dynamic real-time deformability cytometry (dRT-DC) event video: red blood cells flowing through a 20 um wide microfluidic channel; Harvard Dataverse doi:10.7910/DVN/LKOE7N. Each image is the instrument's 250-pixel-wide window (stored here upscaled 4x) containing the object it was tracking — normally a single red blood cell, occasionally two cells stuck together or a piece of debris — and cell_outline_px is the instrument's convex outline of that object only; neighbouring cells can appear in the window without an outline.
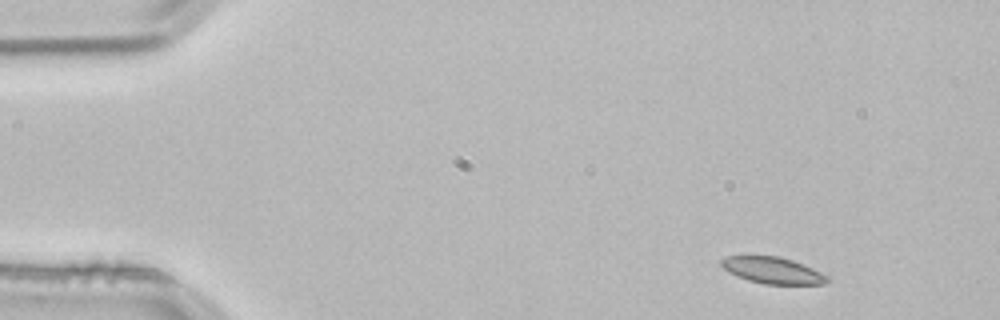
{"species": "common noctule bat (a hibernating species)", "species_latin": "Nyctalus noctula", "temperature_condition": "room temperature", "stored_images_in_passage": 4, "segment_of_instrument_passage": [1, 2], "camera_frame_rate_fps": 3000, "um_per_image_px": 0.085, "animal": {"sex": "male", "body_mass_g": 21.5, "forearm_length_mm": 52.0}, "frame": {"image": 1, "passage_image": 1, "time_ms": 0.0, "image_size_px": [1000, 320], "cell_outline_px": [[828, 280], [824, 284], [764, 284], [748, 280], [736, 276], [728, 272], [720, 264], [720, 260], [724, 256], [744, 252], [780, 256], [792, 260], [812, 268], [828, 276]], "centroid_in_image_um": [65.54, 22.91], "position_along_channel_um": 19.5, "area_um2": 17.11}}